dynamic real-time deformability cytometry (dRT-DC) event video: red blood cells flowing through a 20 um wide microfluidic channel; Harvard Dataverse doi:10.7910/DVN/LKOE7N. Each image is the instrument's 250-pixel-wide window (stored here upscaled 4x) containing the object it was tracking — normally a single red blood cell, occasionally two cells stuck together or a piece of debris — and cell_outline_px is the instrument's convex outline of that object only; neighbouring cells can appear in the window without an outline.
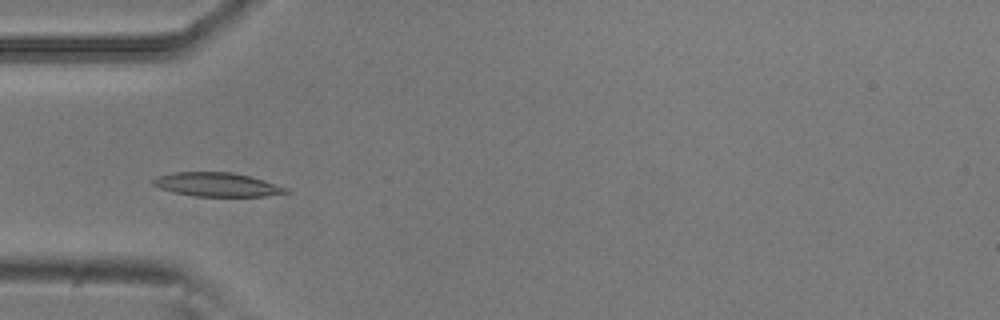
{"species": "common noctule bat (a hibernating species)", "species_latin": "Nyctalus noctula", "temperature_condition": "room temperature", "stored_images_in_passage": 6, "camera_frame_rate_fps": 3000, "um_per_image_px": 0.085, "animal": {"sex": "male", "body_mass_g": 20.5, "forearm_length_mm": 52.5}, "frame": {"image": 1, "passage_image": 5, "time_ms": 1.333, "image_size_px": [1000, 320], "cell_outline_px": [[292, 192], [268, 196], [196, 196], [176, 192], [160, 188], [152, 184], [152, 180], [156, 176], [176, 172], [232, 172], [264, 180], [288, 188]], "centroid_in_image_um": [18.48, 15.69], "position_along_channel_um": 66.5, "area_um2": 18.38}}
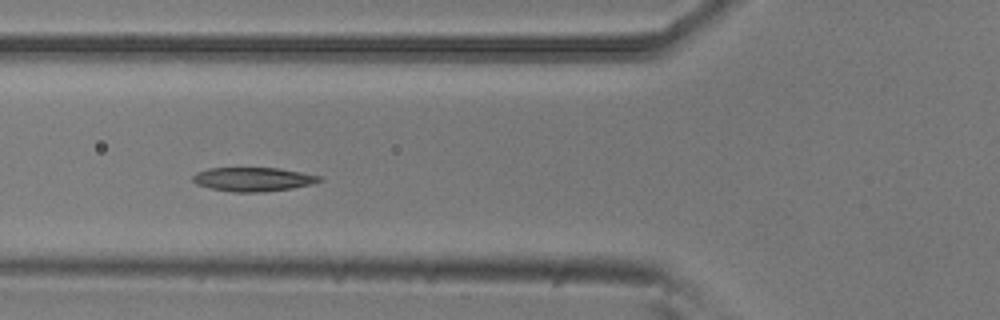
{"frame": {"image": 2, "passage_image": 6, "time_ms": 1.667, "image_size_px": [1000, 320], "cell_outline_px": [[324, 180], [312, 184], [292, 188], [264, 192], [232, 192], [212, 188], [196, 184], [192, 180], [192, 176], [196, 172], [208, 168], [280, 168], [320, 176]], "centroid_in_image_um": [21.51, 15.24], "position_along_channel_um": 104.3, "area_um2": 17.69}}